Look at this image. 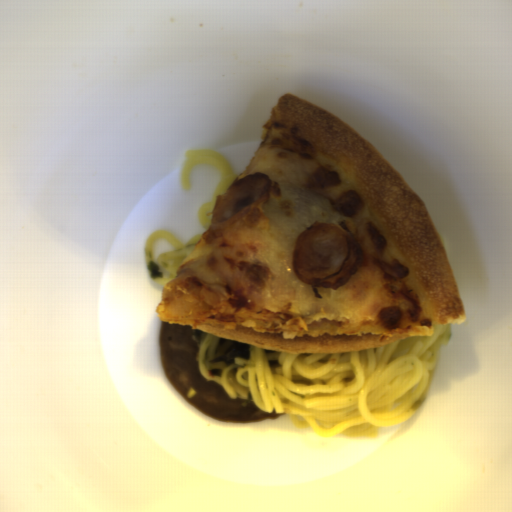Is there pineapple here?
<instances>
[{"mask_svg": "<svg viewBox=\"0 0 512 512\" xmlns=\"http://www.w3.org/2000/svg\"><path fill=\"white\" fill-rule=\"evenodd\" d=\"M218 304L216 291L191 269L164 284L163 298L155 312L161 322L170 323L197 317Z\"/></svg>", "mask_w": 512, "mask_h": 512, "instance_id": "obj_1", "label": "pineapple"}]
</instances>
